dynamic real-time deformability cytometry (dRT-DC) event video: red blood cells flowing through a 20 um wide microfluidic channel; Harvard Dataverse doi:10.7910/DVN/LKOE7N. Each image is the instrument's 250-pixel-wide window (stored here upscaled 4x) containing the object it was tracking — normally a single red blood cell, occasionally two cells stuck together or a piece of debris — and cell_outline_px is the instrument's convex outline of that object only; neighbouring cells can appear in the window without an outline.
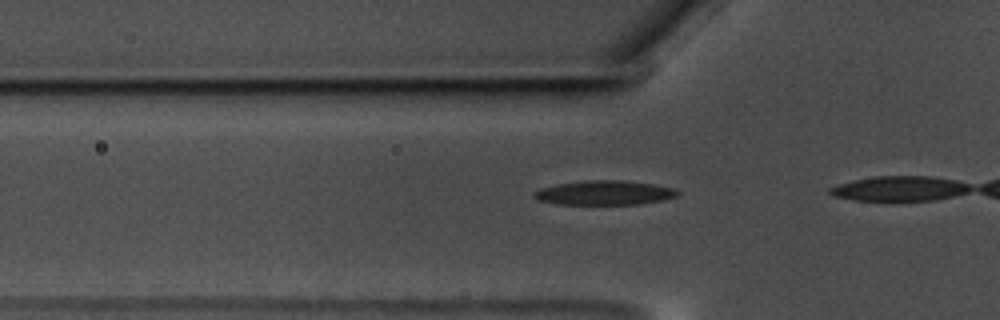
{"species": "common noctule bat (a hibernating species)", "species_latin": "Nyctalus noctula", "temperature_condition": "warm", "stored_images_in_passage": 7, "camera_frame_rate_fps": 3000, "um_per_image_px": 0.085, "animal": {"sex": "male", "body_mass_g": 17.5, "forearm_length_mm": 52.3}, "frame": {"image": 1, "passage_image": 4, "time_ms": 1.0, "image_size_px": [1000, 320], "cell_outline_px": [[680, 196], [664, 200], [640, 204], [556, 204], [536, 200], [532, 196], [532, 192], [540, 188], [556, 184], [584, 180], [620, 180], [652, 184], [672, 188], [680, 192]], "centroid_in_image_um": [51.34, 16.39], "position_along_channel_um": 74.5, "area_um2": 20.58}}